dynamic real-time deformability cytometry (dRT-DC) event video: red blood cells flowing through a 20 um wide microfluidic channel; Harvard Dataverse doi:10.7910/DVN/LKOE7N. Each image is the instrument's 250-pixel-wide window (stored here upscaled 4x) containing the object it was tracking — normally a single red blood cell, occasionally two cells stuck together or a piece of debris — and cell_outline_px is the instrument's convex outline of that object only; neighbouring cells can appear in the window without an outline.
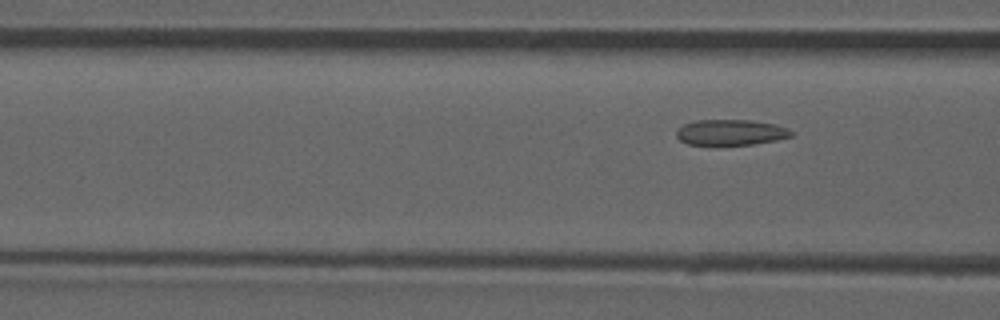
{"species": "common noctule bat (a hibernating species)", "species_latin": "Nyctalus noctula", "temperature_condition": "room temperature", "stored_images_in_passage": 7, "camera_frame_rate_fps": 3000, "um_per_image_px": 0.085, "animal": {"sex": "male", "forearm_length_mm": 52.5}, "frame": {"image": 1, "passage_image": 7, "time_ms": 2.0, "image_size_px": [1000, 320], "cell_outline_px": [[792, 136], [776, 140], [752, 144], [688, 144], [680, 140], [676, 136], [676, 132], [684, 124], [696, 120], [748, 120], [776, 124], [792, 132]], "centroid_in_image_um": [62.09, 11.24], "position_along_channel_um": 104.5, "area_um2": 16.82}}